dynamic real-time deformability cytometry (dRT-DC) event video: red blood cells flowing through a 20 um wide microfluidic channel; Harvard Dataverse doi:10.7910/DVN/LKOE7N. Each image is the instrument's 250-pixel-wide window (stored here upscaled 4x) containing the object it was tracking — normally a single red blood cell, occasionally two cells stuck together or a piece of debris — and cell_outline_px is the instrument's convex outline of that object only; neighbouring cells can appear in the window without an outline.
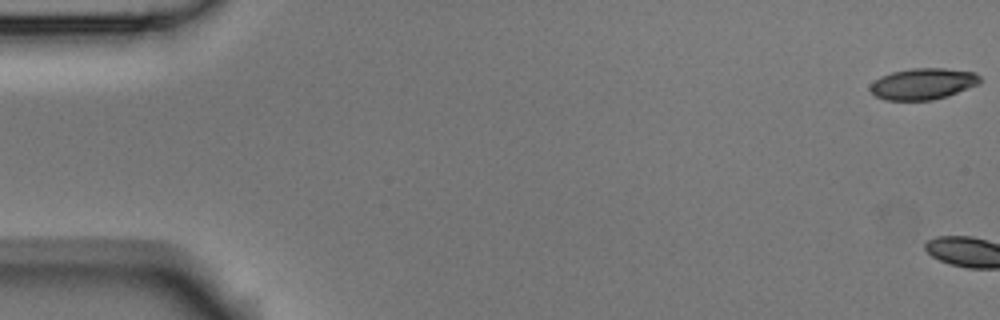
{"species": "Egyptian fruit bat (a non-hibernating species)", "species_latin": "Rousettus aegyptiacus", "temperature_condition": "room temperature", "stored_images_in_passage": 4, "camera_frame_rate_fps": 3000, "um_per_image_px": 0.085, "animal": {"sex": "male"}, "frame": {"image": 1, "passage_image": 1, "time_ms": 0.0, "image_size_px": [1000, 320], "cell_outline_px": [[980, 84], [948, 96], [932, 100], [884, 100], [876, 96], [868, 88], [880, 76], [892, 72], [912, 68], [944, 68], [976, 72], [980, 76]], "centroid_in_image_um": [78.48, 7.12], "position_along_channel_um": 6.5, "area_um2": 20.11}}